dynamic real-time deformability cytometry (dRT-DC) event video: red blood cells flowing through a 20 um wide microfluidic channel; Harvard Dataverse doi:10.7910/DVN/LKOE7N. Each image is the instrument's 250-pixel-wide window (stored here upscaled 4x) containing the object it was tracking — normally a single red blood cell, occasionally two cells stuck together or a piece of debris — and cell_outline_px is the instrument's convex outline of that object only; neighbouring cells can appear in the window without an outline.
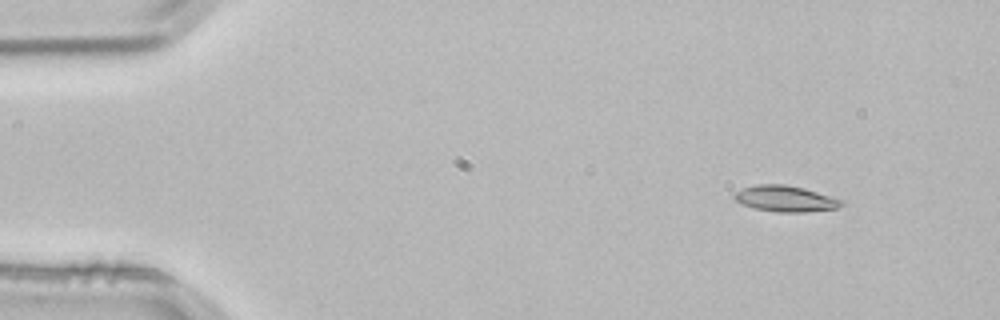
{"species": "common noctule bat (a hibernating species)", "species_latin": "Nyctalus noctula", "temperature_condition": "room temperature", "stored_images_in_passage": 3, "camera_frame_rate_fps": 3000, "um_per_image_px": 0.085, "animal": {"sex": "male", "body_mass_g": 21.5, "forearm_length_mm": 52.0}, "frame": {"image": 1, "passage_image": 1, "time_ms": 0.0, "image_size_px": [1000, 320], "cell_outline_px": [[844, 204], [836, 208], [804, 212], [776, 212], [756, 208], [744, 204], [736, 200], [732, 196], [736, 192], [744, 188], [756, 184], [784, 184], [804, 188], [844, 200]], "centroid_in_image_um": [66.78, 16.88], "position_along_channel_um": 18.2, "area_um2": 16.07}}
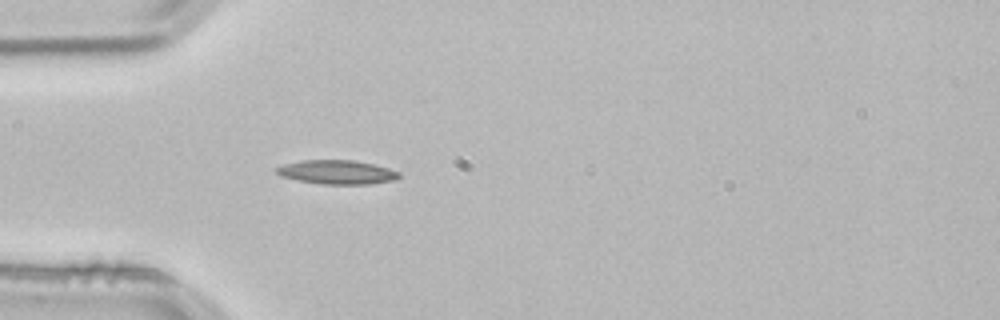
{"frame": {"image": 2, "passage_image": 3, "time_ms": 0.667, "image_size_px": [1000, 320], "cell_outline_px": [[400, 176], [396, 180], [368, 184], [320, 184], [296, 180], [280, 176], [276, 172], [276, 168], [284, 164], [304, 160], [352, 160], [372, 164], [388, 168], [400, 172]], "centroid_in_image_um": [28.64, 14.64], "position_along_channel_um": 56.4, "area_um2": 17.11}}